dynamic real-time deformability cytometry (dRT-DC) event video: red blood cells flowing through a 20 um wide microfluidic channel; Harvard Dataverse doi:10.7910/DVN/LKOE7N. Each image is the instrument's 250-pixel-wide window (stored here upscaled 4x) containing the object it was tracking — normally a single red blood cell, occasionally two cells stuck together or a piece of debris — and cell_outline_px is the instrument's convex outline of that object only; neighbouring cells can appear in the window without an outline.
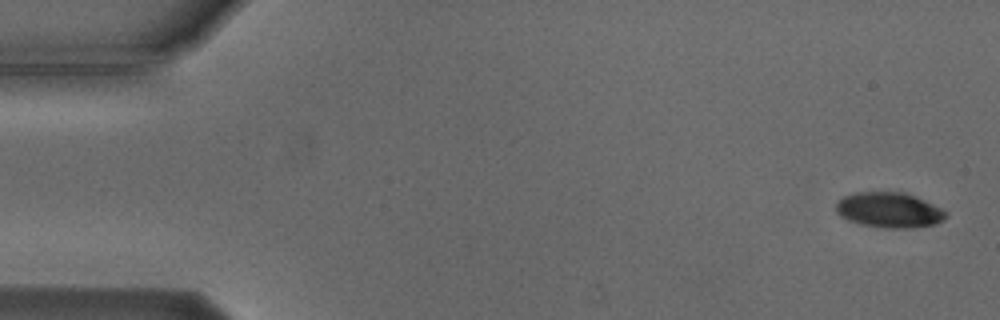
{"species": "Egyptian fruit bat (a non-hibernating species)", "species_latin": "Rousettus aegyptiacus", "temperature_condition": "cold", "stored_images_in_passage": 4, "camera_frame_rate_fps": 3000, "um_per_image_px": 0.085, "animal": {"sex": "male"}, "frame": {"image": 1, "passage_image": 1, "time_ms": 0.0, "image_size_px": [1000, 320], "cell_outline_px": [[948, 216], [944, 220], [932, 224], [912, 228], [884, 228], [860, 224], [848, 220], [840, 216], [836, 212], [836, 204], [844, 196], [856, 192], [904, 192], [916, 196], [948, 212]], "centroid_in_image_um": [75.58, 17.85], "position_along_channel_um": 9.4, "area_um2": 22.6}}
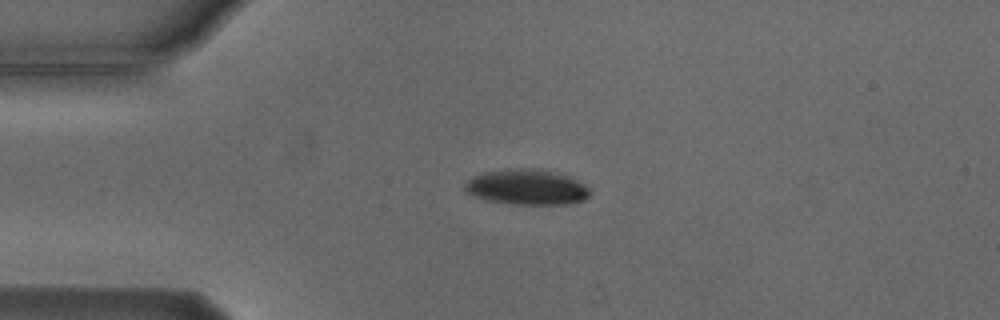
{"frame": {"image": 2, "passage_image": 4, "time_ms": 3.667, "image_size_px": [1000, 320], "cell_outline_px": [[592, 192], [584, 200], [568, 204], [508, 204], [484, 200], [472, 196], [464, 192], [464, 184], [472, 176], [484, 172], [552, 172], [568, 176], [584, 184]], "centroid_in_image_um": [44.75, 15.99], "position_along_channel_um": 40.3, "area_um2": 24.74}}